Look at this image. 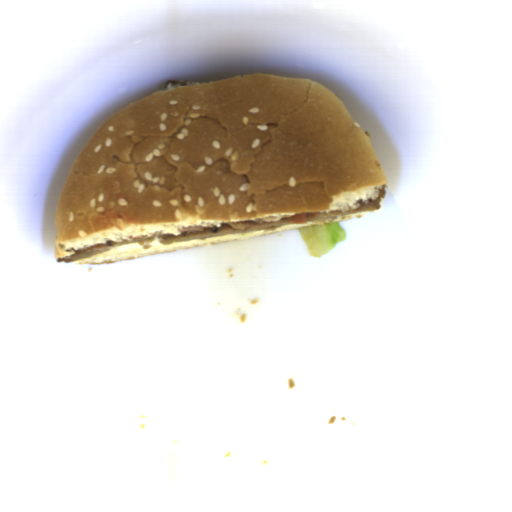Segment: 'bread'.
<instances>
[{
    "label": "bread",
    "instance_id": "cb027b5d",
    "mask_svg": "<svg viewBox=\"0 0 512 512\" xmlns=\"http://www.w3.org/2000/svg\"><path fill=\"white\" fill-rule=\"evenodd\" d=\"M325 221L312 220L307 223H287L277 229H261L248 233H234L212 238H200L187 241H175L172 243H162L161 240L153 238L149 241L148 247H144L141 243L123 244L112 249L88 256L86 258L74 261V264L86 265H105L118 262L132 261L153 255H158L179 249H191L212 244L229 242L234 240L258 238L282 232H299L303 228L324 227L327 225Z\"/></svg>",
    "mask_w": 512,
    "mask_h": 512
},
{
    "label": "bread",
    "instance_id": "8d2b1439",
    "mask_svg": "<svg viewBox=\"0 0 512 512\" xmlns=\"http://www.w3.org/2000/svg\"><path fill=\"white\" fill-rule=\"evenodd\" d=\"M362 127L310 79L267 72L170 86L101 124L69 169L54 256L156 232L352 209L386 185Z\"/></svg>",
    "mask_w": 512,
    "mask_h": 512
}]
</instances>
